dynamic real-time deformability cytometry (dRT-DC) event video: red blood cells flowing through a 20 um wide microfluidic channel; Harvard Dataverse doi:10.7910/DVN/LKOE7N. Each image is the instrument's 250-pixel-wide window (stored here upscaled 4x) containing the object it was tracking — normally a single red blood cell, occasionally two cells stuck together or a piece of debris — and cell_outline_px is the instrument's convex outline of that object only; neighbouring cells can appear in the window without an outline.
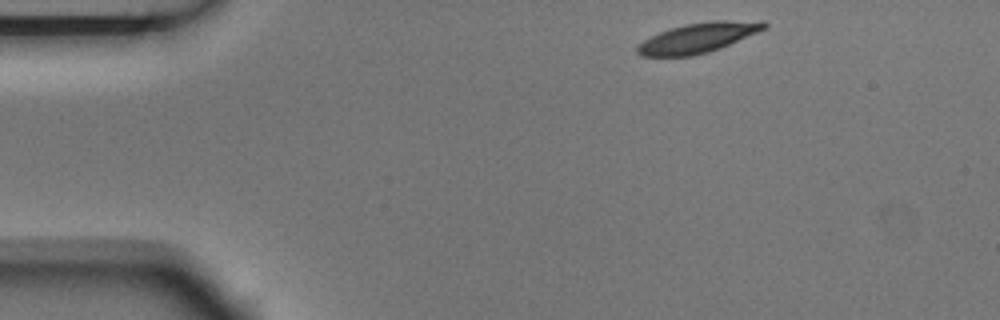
{"species": "Egyptian fruit bat (a non-hibernating species)", "species_latin": "Rousettus aegyptiacus", "temperature_condition": "room temperature", "stored_images_in_passage": 2, "camera_frame_rate_fps": 3000, "um_per_image_px": 0.085, "animal": {"sex": "male"}, "frame": {"image": 1, "passage_image": 1, "time_ms": 0.0, "image_size_px": [1000, 320], "cell_outline_px": [[768, 28], [720, 48], [708, 52], [692, 56], [640, 56], [636, 52], [636, 48], [644, 40], [660, 32], [684, 24], [712, 20], [764, 20], [768, 24]], "centroid_in_image_um": [59.41, 3.19], "position_along_channel_um": 25.6, "area_um2": 22.2}}